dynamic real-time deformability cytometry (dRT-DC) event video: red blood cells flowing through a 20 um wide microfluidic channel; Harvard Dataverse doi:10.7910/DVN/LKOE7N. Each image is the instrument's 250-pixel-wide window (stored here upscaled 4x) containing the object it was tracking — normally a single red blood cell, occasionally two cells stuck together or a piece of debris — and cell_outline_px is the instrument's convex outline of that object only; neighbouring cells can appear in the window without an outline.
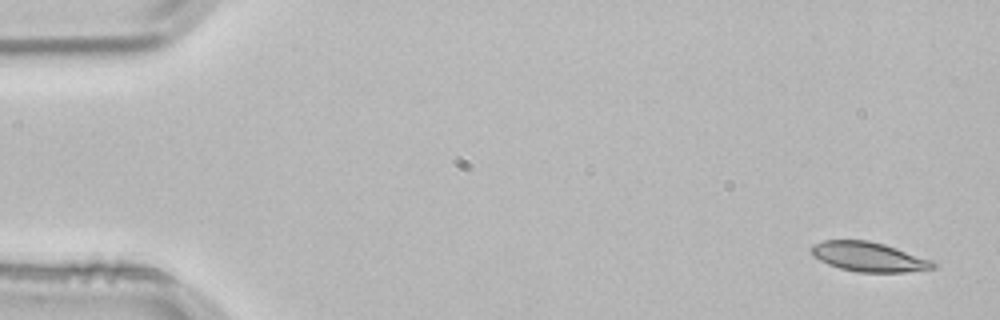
{"species": "common noctule bat (a hibernating species)", "species_latin": "Nyctalus noctula", "temperature_condition": "room temperature", "stored_images_in_passage": 3, "camera_frame_rate_fps": 3000, "um_per_image_px": 0.085, "animal": {"sex": "male", "body_mass_g": 21.5, "forearm_length_mm": 52.0}, "frame": {"image": 1, "passage_image": 1, "time_ms": 0.0, "image_size_px": [1000, 320], "cell_outline_px": [[936, 268], [904, 272], [856, 272], [840, 268], [828, 264], [812, 256], [812, 244], [824, 240], [868, 240], [884, 244], [932, 260], [936, 264]], "centroid_in_image_um": [73.83, 21.83], "position_along_channel_um": 11.2, "area_um2": 20.87}}
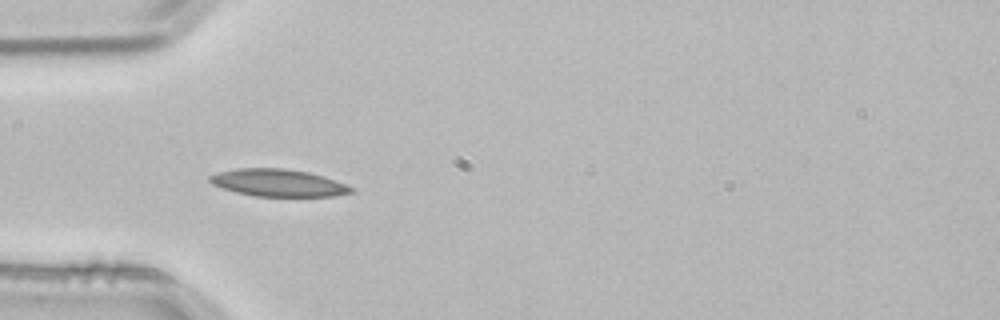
{"frame": {"image": 2, "passage_image": 3, "time_ms": 0.667, "image_size_px": [1000, 320], "cell_outline_px": [[356, 192], [336, 196], [252, 196], [236, 192], [212, 184], [208, 180], [208, 176], [216, 172], [236, 168], [284, 168], [308, 172], [324, 176], [336, 180], [356, 188]], "centroid_in_image_um": [23.68, 15.54], "position_along_channel_um": 61.3, "area_um2": 22.77}}